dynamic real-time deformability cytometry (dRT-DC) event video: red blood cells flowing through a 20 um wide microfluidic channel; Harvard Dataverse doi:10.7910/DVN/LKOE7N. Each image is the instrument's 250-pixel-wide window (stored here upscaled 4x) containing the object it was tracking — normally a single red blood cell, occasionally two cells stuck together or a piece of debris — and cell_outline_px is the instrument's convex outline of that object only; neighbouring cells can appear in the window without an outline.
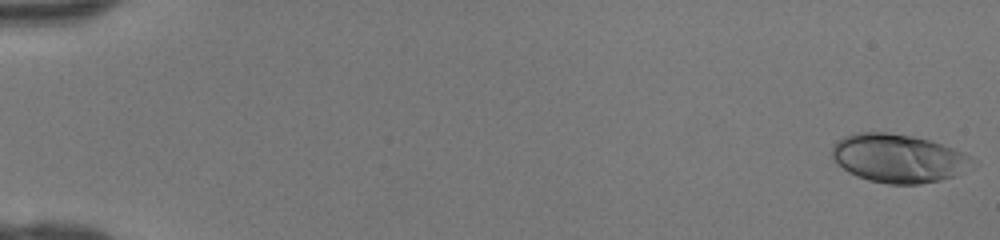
{"species": "human", "species_latin": "Homo sapiens", "temperature_condition": "room temperature", "stored_images_in_passage": 46, "camera_frame_rate_fps": 3000, "um_per_image_px": 0.085, "donor": {"sex": "female"}, "frame": {"image": 1, "passage_image": 1, "time_ms": 0.0, "image_size_px": [1000, 240], "cell_outline_px": [[976, 168], [956, 176], [940, 180], [920, 184], [888, 184], [868, 180], [856, 176], [848, 172], [832, 156], [832, 144], [836, 140], [844, 136], [856, 132], [888, 132], [912, 136], [928, 140], [964, 152], [972, 156], [976, 160]], "centroid_in_image_um": [76.43, 13.46], "position_along_channel_um": 8.6, "area_um2": 40.17}}
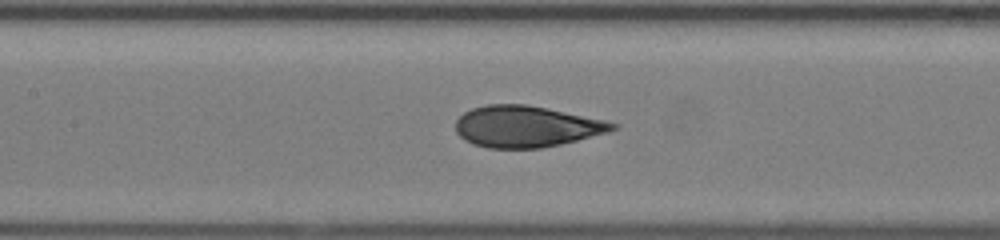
{"frame": {"image": 2, "passage_image": 23, "time_ms": 7.333, "image_size_px": [1000, 240], "cell_outline_px": [[620, 124], [616, 128], [608, 132], [560, 144], [540, 148], [488, 148], [472, 144], [464, 140], [456, 132], [456, 120], [464, 112], [472, 108], [488, 104], [524, 104], [604, 120]], "centroid_in_image_um": [44.69, 10.76], "position_along_channel_um": 162.7, "area_um2": 37.45}}
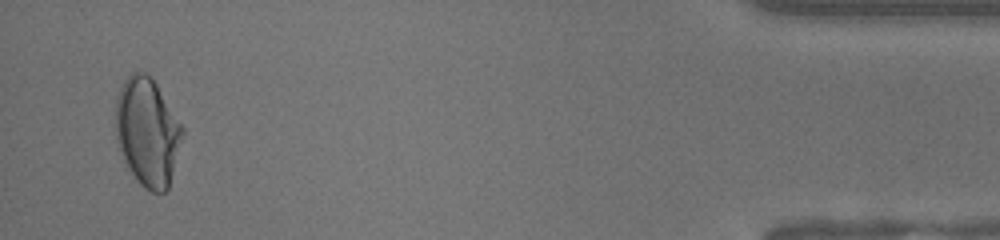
{"frame": {"image": 3, "passage_image": 45, "time_ms": 14.667, "image_size_px": [1000, 240], "cell_outline_px": [[184, 136], [168, 188], [164, 192], [152, 192], [144, 188], [140, 184], [124, 160], [116, 136], [116, 100], [120, 88], [124, 80], [132, 72], [144, 72], [152, 76], [184, 128]], "centroid_in_image_um": [12.56, 11.19], "position_along_channel_um": 422.6, "area_um2": 42.02}}